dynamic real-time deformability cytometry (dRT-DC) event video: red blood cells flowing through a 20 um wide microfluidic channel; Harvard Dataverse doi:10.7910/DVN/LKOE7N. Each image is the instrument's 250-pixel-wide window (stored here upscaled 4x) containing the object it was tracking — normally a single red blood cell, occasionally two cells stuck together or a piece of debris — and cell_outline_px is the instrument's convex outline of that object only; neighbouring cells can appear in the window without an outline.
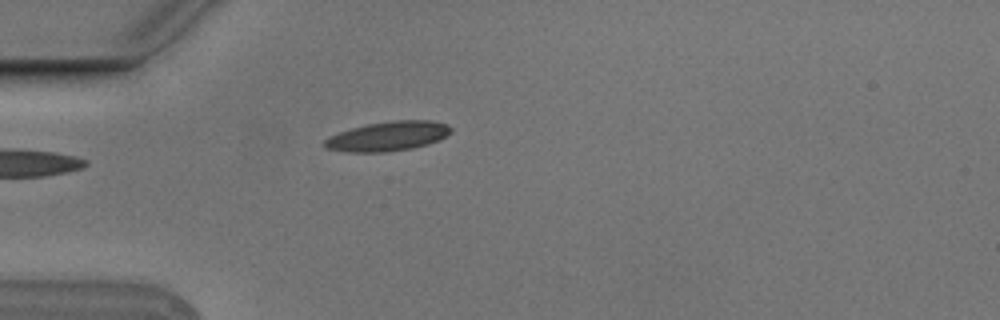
{"species": "Egyptian fruit bat (a non-hibernating species)", "species_latin": "Rousettus aegyptiacus", "temperature_condition": "cold", "stored_images_in_passage": 5, "camera_frame_rate_fps": 3000, "um_per_image_px": 0.085, "animal": {"sex": "male"}, "frame": {"image": 1, "passage_image": 4, "time_ms": 1.0, "image_size_px": [1000, 320], "cell_outline_px": [[452, 132], [440, 140], [428, 144], [412, 148], [384, 152], [348, 152], [324, 148], [324, 140], [328, 136], [352, 128], [368, 124], [392, 120], [432, 120], [448, 124], [452, 128]], "centroid_in_image_um": [33.0, 11.57], "position_along_channel_um": 52.0, "area_um2": 21.85}}